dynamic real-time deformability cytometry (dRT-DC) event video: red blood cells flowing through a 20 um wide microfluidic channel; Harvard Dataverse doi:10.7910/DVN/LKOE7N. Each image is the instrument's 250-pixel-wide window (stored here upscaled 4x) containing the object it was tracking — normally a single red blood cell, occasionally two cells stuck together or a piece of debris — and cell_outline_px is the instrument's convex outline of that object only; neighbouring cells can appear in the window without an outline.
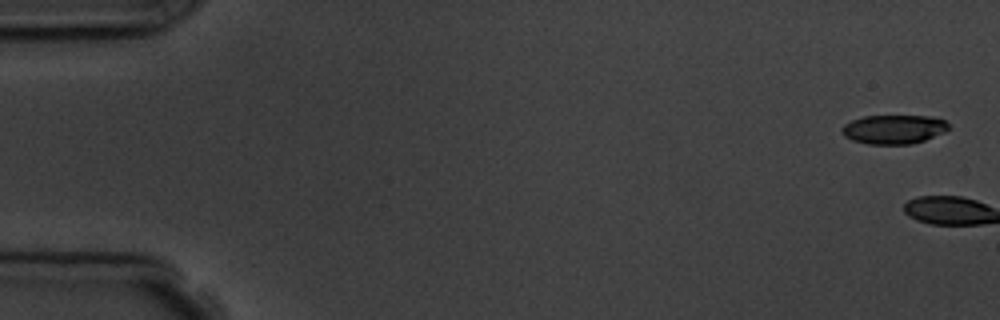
{"species": "common noctule bat (a hibernating species)", "species_latin": "Nyctalus noctula", "temperature_condition": "room temperature", "stored_images_in_passage": 6, "camera_frame_rate_fps": 3000, "um_per_image_px": 0.085, "animal": {"sex": "male", "body_mass_g": 19.5, "forearm_length_mm": 54.6}, "frame": {"image": 1, "passage_image": 1, "time_ms": 0.0, "image_size_px": [1000, 320], "cell_outline_px": [[948, 128], [944, 132], [924, 140], [912, 144], [868, 144], [852, 140], [844, 136], [840, 128], [844, 124], [852, 120], [864, 116], [932, 116], [944, 120], [948, 124]], "centroid_in_image_um": [75.94, 10.99], "position_along_channel_um": 9.1, "area_um2": 18.03}}